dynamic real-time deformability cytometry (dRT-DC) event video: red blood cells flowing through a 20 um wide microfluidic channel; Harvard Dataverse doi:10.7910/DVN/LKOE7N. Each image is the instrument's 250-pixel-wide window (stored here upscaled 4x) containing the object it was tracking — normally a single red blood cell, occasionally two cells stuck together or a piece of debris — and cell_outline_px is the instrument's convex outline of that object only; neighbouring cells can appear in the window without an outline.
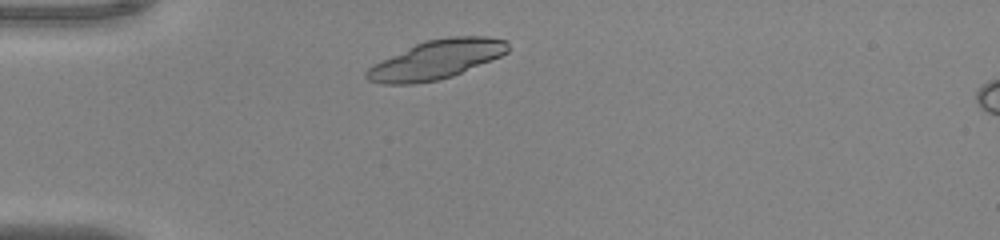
{"species": "common noctule bat (a hibernating species)", "species_latin": "Nyctalus noctula", "temperature_condition": "warm", "stored_images_in_passage": 36, "camera_frame_rate_fps": 3000, "um_per_image_px": 0.085, "animal": {"sex": "male", "body_mass_g": 20.0, "forearm_length_mm": 53.3}, "frame": {"image": 1, "passage_image": 4, "time_ms": 1.0, "image_size_px": [1000, 240], "cell_outline_px": [[508, 52], [500, 56], [452, 76], [436, 80], [412, 84], [380, 84], [368, 80], [364, 76], [364, 72], [368, 68], [380, 60], [424, 40], [448, 36], [484, 36], [504, 40], [508, 44]], "centroid_in_image_um": [37.03, 5.06], "position_along_channel_um": 48.0, "area_um2": 31.91}}